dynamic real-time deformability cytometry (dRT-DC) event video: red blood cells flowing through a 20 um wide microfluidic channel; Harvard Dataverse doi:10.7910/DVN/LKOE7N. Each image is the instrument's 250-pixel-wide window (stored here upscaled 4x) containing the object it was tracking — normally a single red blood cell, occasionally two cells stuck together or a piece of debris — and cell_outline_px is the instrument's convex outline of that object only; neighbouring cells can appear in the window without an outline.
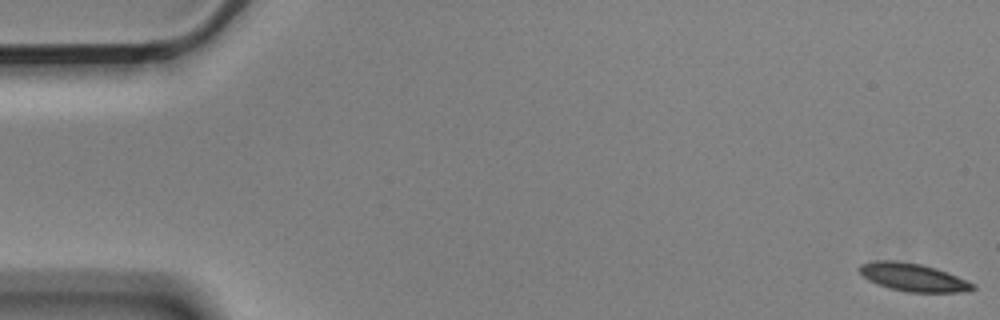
{"species": "Egyptian fruit bat (a non-hibernating species)", "species_latin": "Rousettus aegyptiacus", "temperature_condition": "cold", "stored_images_in_passage": 57, "camera_frame_rate_fps": 3000, "um_per_image_px": 0.085, "animal": {"sex": "male"}, "frame": {"image": 1, "passage_image": 1, "time_ms": 0.0, "image_size_px": [1000, 320], "cell_outline_px": [[976, 288], [960, 292], [908, 292], [888, 288], [876, 284], [868, 280], [856, 268], [860, 264], [876, 260], [896, 260], [920, 264], [936, 268], [976, 284]], "centroid_in_image_um": [77.57, 23.56], "position_along_channel_um": 7.4, "area_um2": 18.5}}
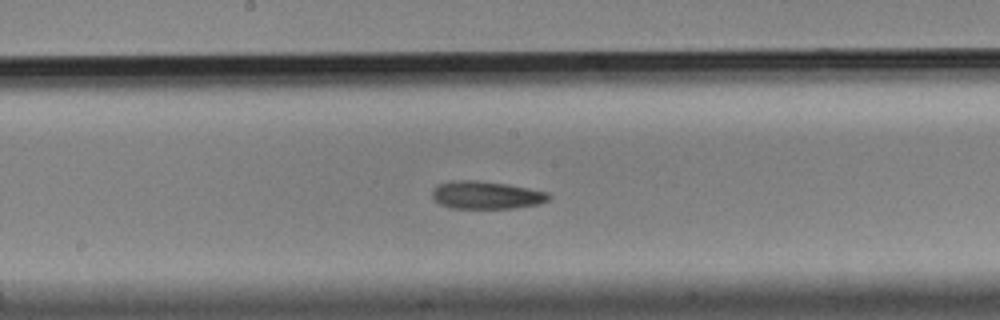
{"frame": {"image": 2, "passage_image": 30, "time_ms": 9.667, "image_size_px": [1000, 320], "cell_outline_px": [[552, 196], [548, 200], [540, 204], [516, 208], [452, 208], [440, 204], [432, 196], [432, 188], [436, 184], [452, 180], [476, 180], [508, 184], [548, 192]], "centroid_in_image_um": [41.33, 16.57], "position_along_channel_um": 206.9, "area_um2": 19.07}}
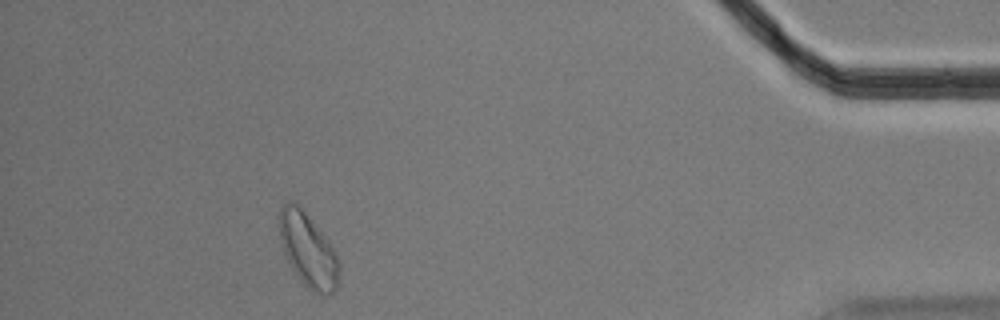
{"frame": {"image": 3, "passage_image": 52, "time_ms": 17.0, "image_size_px": [1000, 320], "cell_outline_px": [[340, 264], [336, 288], [332, 296], [320, 296], [312, 292], [300, 280], [292, 268], [284, 252], [280, 240], [276, 216], [280, 208], [288, 200], [300, 204], [336, 252]], "centroid_in_image_um": [26.16, 21.24], "position_along_channel_um": 409.0, "area_um2": 26.24}, "authors_computed_cell_mechanics": {"area_um2": 19.074, "velocity_mm_per_s": 3.5107, "shape_relaxation_time_tau1_ms": 5.8752, "shape_relaxation_time_tau2_ms": 5.9208, "deformation_change_tau1": 0.1284, "deformation_change_tau2": 0.1166}}